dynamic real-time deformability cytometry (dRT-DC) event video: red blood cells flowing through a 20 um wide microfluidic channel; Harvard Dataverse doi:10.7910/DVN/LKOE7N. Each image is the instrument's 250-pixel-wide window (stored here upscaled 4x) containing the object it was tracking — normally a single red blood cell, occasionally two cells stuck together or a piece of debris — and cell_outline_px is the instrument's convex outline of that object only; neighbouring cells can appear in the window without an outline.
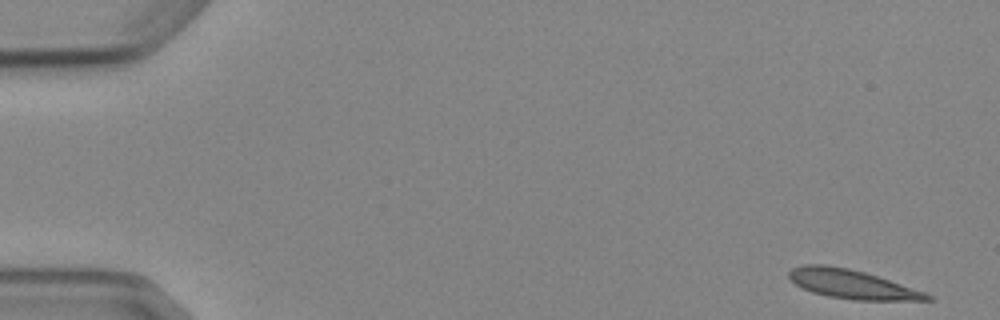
{"species": "Egyptian fruit bat (a non-hibernating species)", "species_latin": "Rousettus aegyptiacus", "temperature_condition": "cold", "stored_images_in_passage": 4, "camera_frame_rate_fps": 3000, "um_per_image_px": 0.085, "animal": {"sex": "female"}, "frame": {"image": 1, "passage_image": 1, "time_ms": 0.0, "image_size_px": [1000, 320], "cell_outline_px": [[936, 300], [852, 300], [828, 296], [812, 292], [796, 284], [788, 276], [788, 272], [792, 268], [804, 264], [828, 264], [848, 268], [864, 272], [928, 292]], "centroid_in_image_um": [72.45, 24.15], "position_along_channel_um": 12.6, "area_um2": 23.41}}
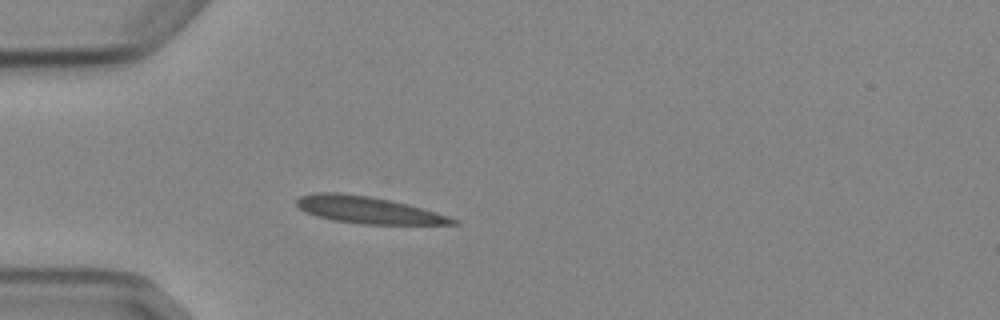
{"frame": {"image": 2, "passage_image": 4, "time_ms": 4.333, "image_size_px": [1000, 320], "cell_outline_px": [[460, 224], [360, 224], [332, 220], [316, 216], [304, 212], [296, 204], [296, 200], [300, 196], [316, 192], [336, 192], [368, 196], [408, 204], [424, 208], [460, 220]], "centroid_in_image_um": [31.29, 17.85], "position_along_channel_um": 53.7, "area_um2": 24.51}}